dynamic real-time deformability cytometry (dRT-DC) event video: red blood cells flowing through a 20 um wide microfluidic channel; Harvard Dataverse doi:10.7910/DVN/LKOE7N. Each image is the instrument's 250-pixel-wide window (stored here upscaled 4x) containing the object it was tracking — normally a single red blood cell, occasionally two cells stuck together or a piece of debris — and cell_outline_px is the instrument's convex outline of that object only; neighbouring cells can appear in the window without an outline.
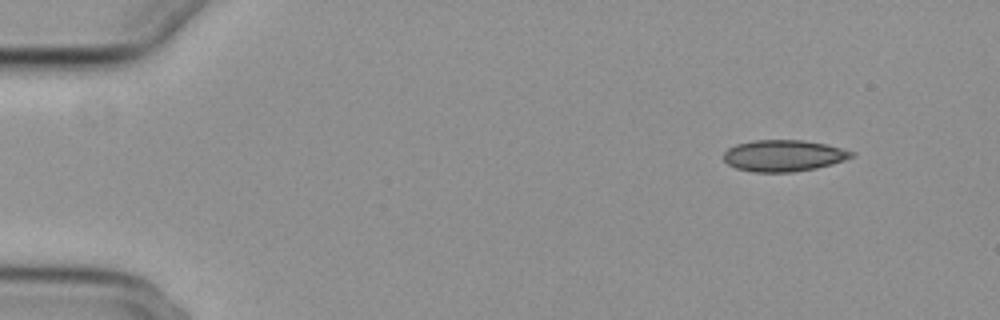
{"species": "common noctule bat (a hibernating species)", "species_latin": "Nyctalus noctula", "temperature_condition": "cold", "stored_images_in_passage": 51, "camera_frame_rate_fps": 3000, "um_per_image_px": 0.085, "animal": {"sex": "female", "body_mass_g": 29.2, "forearm_length_mm": 56.3}, "frame": {"image": 1, "passage_image": 1, "time_ms": 0.0, "image_size_px": [1000, 320], "cell_outline_px": [[856, 156], [832, 164], [816, 168], [792, 172], [752, 172], [736, 168], [728, 164], [724, 160], [724, 152], [728, 148], [736, 144], [752, 140], [804, 140], [824, 144], [856, 152]], "centroid_in_image_um": [66.61, 13.23], "position_along_channel_um": 18.4, "area_um2": 23.52}}
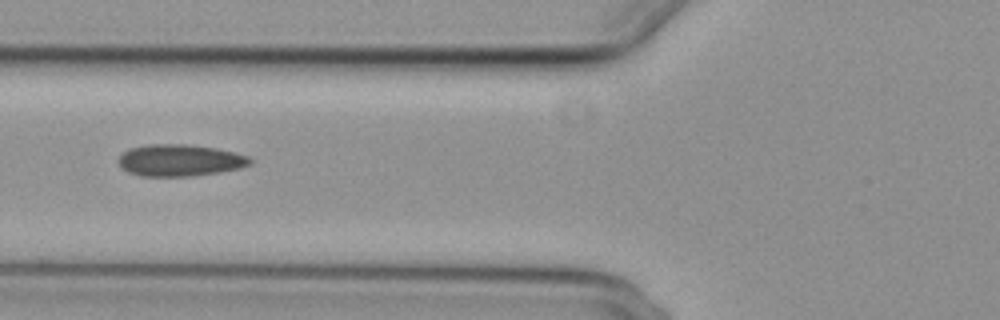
{"frame": {"image": 2, "passage_image": 17, "time_ms": 5.333, "image_size_px": [1000, 320], "cell_outline_px": [[252, 164], [240, 168], [220, 172], [192, 176], [140, 176], [128, 172], [120, 168], [116, 160], [124, 152], [132, 148], [152, 144], [184, 144], [216, 148], [248, 156], [252, 160]], "centroid_in_image_um": [15.27, 13.64], "position_along_channel_um": 110.5, "area_um2": 24.39}}
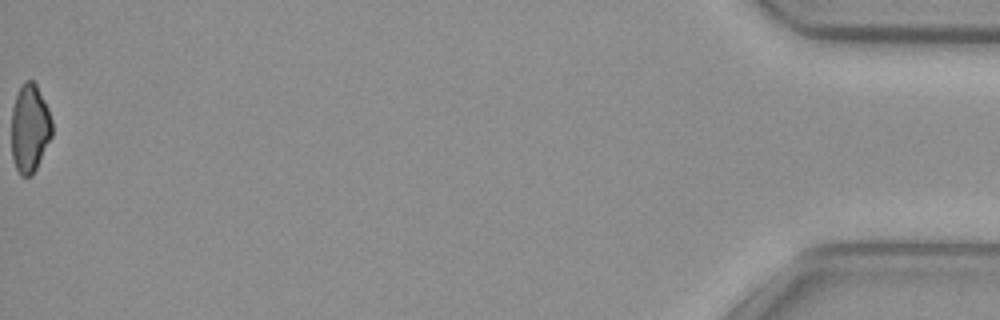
{"frame": {"image": 3, "passage_image": 51, "time_ms": 16.667, "image_size_px": [1000, 320], "cell_outline_px": [[52, 136], [32, 176], [20, 176], [16, 168], [12, 156], [12, 108], [16, 96], [24, 80], [32, 80], [36, 84], [48, 108], [52, 120]], "centroid_in_image_um": [2.53, 10.91], "position_along_channel_um": 432.7, "area_um2": 20.81}, "authors_computed_cell_mechanics": {"area_um2": 23.5246, "velocity_mm_per_s": 3.7432, "shape_relaxation_time_tau1_ms": 5.8052, "shape_relaxation_time_tau2_ms": 4.3118, "deformation_change_tau1": 0.1303, "deformation_change_tau2": 0.1138}}